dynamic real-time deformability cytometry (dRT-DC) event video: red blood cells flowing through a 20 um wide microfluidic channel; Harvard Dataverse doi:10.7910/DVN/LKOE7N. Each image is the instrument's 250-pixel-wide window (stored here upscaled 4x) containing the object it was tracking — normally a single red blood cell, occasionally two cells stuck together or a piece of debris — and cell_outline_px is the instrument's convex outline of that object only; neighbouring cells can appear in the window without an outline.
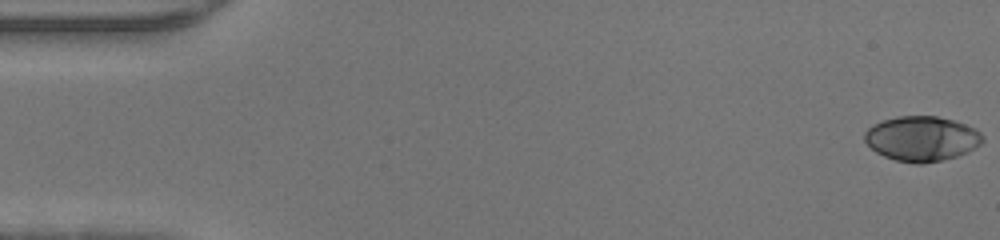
{"species": "human", "species_latin": "Homo sapiens", "temperature_condition": "warm", "stored_images_in_passage": 47, "camera_frame_rate_fps": 3000, "um_per_image_px": 0.085, "donor": {"sex": "male"}, "frame": {"image": 1, "passage_image": 1, "time_ms": 0.0, "image_size_px": [1000, 240], "cell_outline_px": [[984, 140], [980, 144], [956, 156], [940, 160], [920, 164], [916, 164], [896, 160], [884, 156], [876, 152], [864, 140], [864, 132], [872, 124], [884, 120], [900, 116], [936, 116], [952, 120], [976, 128], [984, 136]], "centroid_in_image_um": [78.33, 11.77], "position_along_channel_um": 6.7, "area_um2": 30.63}}
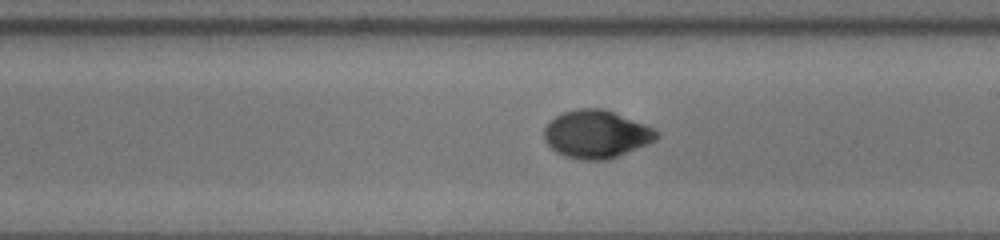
{"frame": {"image": 2, "passage_image": 27, "time_ms": 8.667, "image_size_px": [1000, 240], "cell_outline_px": [[660, 136], [656, 140], [648, 144], [608, 160], [580, 160], [564, 156], [556, 152], [544, 140], [544, 128], [548, 120], [564, 112], [576, 108], [604, 108], [644, 124], [660, 132]], "centroid_in_image_um": [50.67, 11.41], "position_along_channel_um": 238.3, "area_um2": 31.62}}
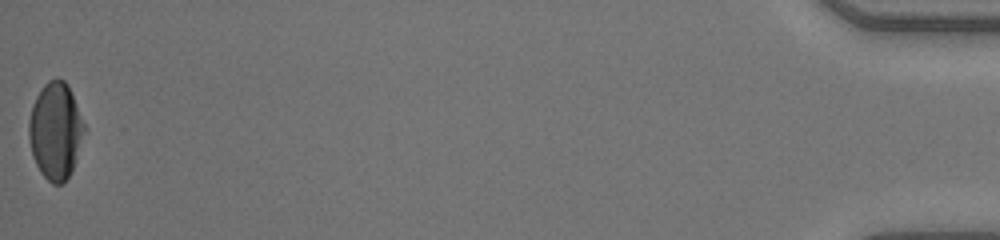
{"frame": {"image": 3, "passage_image": 47, "time_ms": 15.333, "image_size_px": [1000, 240], "cell_outline_px": [[84, 128], [72, 168], [68, 176], [60, 184], [52, 184], [40, 172], [32, 156], [28, 136], [28, 120], [32, 104], [36, 96], [44, 84], [48, 80], [56, 76], [64, 80], [68, 84], [84, 124]], "centroid_in_image_um": [4.66, 11.07], "position_along_channel_um": 430.5, "area_um2": 30.87}}